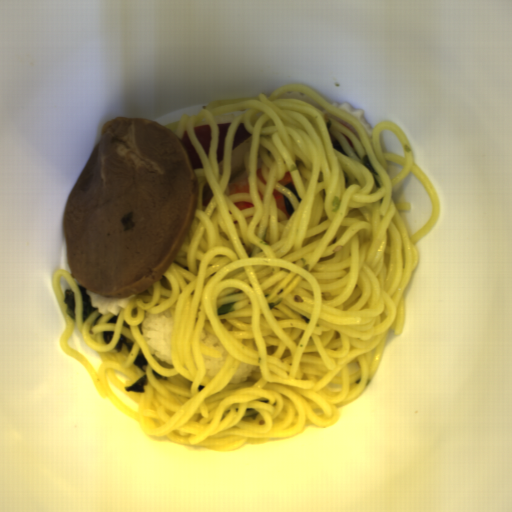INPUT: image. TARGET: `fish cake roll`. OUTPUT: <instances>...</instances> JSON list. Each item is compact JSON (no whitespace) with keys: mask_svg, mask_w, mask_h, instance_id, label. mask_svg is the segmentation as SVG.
<instances>
[{"mask_svg":"<svg viewBox=\"0 0 512 512\" xmlns=\"http://www.w3.org/2000/svg\"><path fill=\"white\" fill-rule=\"evenodd\" d=\"M329 104L334 105V106H336V107H338L340 109H343V110L347 111L348 113H350L352 116H354L356 119H358L361 122V124L363 125V127L367 131L369 137L372 135L374 127L365 118L363 111L360 110L358 107H351L348 103H346L344 101L340 102V103H335V102L332 101Z\"/></svg>","mask_w":512,"mask_h":512,"instance_id":"fish-cake-roll-1","label":"fish cake roll"}]
</instances>
